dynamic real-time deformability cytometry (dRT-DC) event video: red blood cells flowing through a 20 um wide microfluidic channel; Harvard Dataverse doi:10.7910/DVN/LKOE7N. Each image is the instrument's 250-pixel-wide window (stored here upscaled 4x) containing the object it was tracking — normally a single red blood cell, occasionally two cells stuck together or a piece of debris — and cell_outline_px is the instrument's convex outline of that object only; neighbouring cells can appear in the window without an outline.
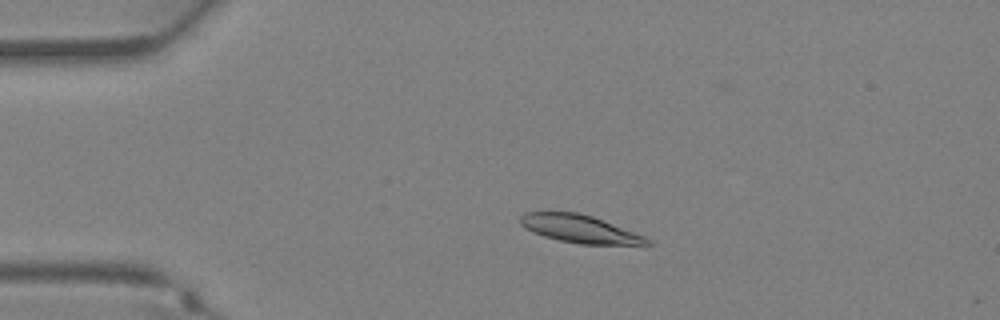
{"species": "Egyptian fruit bat (a non-hibernating species)", "species_latin": "Rousettus aegyptiacus", "temperature_condition": "warm", "stored_images_in_passage": 38, "camera_frame_rate_fps": 3000, "um_per_image_px": 0.085, "animal": {"sex": "female"}, "frame": {"image": 1, "passage_image": 9, "time_ms": 2.667, "image_size_px": [1000, 320], "cell_outline_px": [[652, 244], [644, 248], [580, 244], [560, 240], [544, 236], [532, 232], [524, 228], [520, 224], [520, 216], [524, 212], [580, 212], [592, 216], [644, 236], [652, 240]], "centroid_in_image_um": [49.42, 19.51], "position_along_channel_um": 35.6, "area_um2": 21.39}}
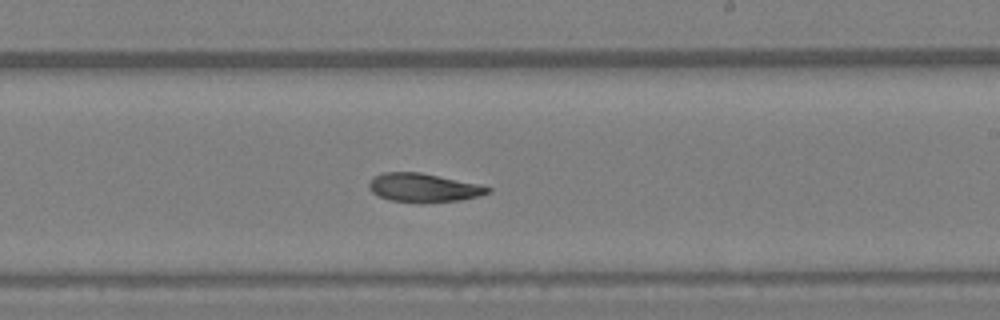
{"frame": {"image": 2, "passage_image": 23, "time_ms": 7.333, "image_size_px": [1000, 320], "cell_outline_px": [[492, 192], [460, 200], [424, 204], [420, 204], [388, 200], [372, 192], [368, 188], [368, 184], [376, 176], [384, 172], [420, 172], [480, 184], [492, 188]], "centroid_in_image_um": [36.02, 15.97], "position_along_channel_um": 253.0, "area_um2": 20.11}}
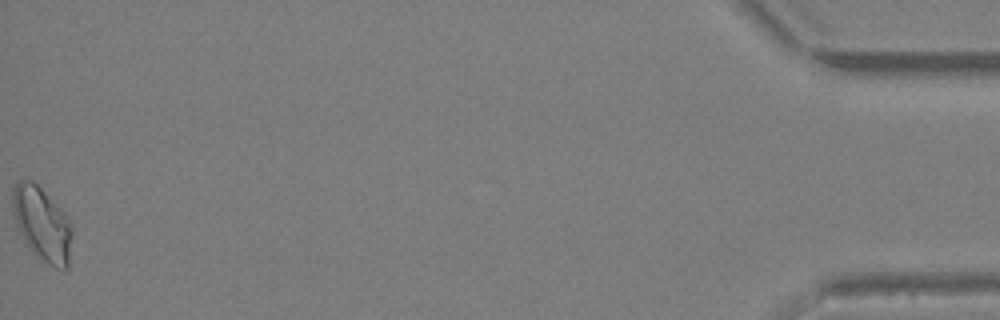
{"frame": {"image": 3, "passage_image": 38, "time_ms": 12.333, "image_size_px": [1000, 320], "cell_outline_px": [[72, 236], [68, 268], [64, 272], [48, 264], [24, 240], [16, 224], [12, 212], [12, 188], [16, 180], [24, 176], [32, 180], [64, 212], [72, 224]], "centroid_in_image_um": [3.57, 18.98], "position_along_channel_um": 431.6, "area_um2": 25.66}}